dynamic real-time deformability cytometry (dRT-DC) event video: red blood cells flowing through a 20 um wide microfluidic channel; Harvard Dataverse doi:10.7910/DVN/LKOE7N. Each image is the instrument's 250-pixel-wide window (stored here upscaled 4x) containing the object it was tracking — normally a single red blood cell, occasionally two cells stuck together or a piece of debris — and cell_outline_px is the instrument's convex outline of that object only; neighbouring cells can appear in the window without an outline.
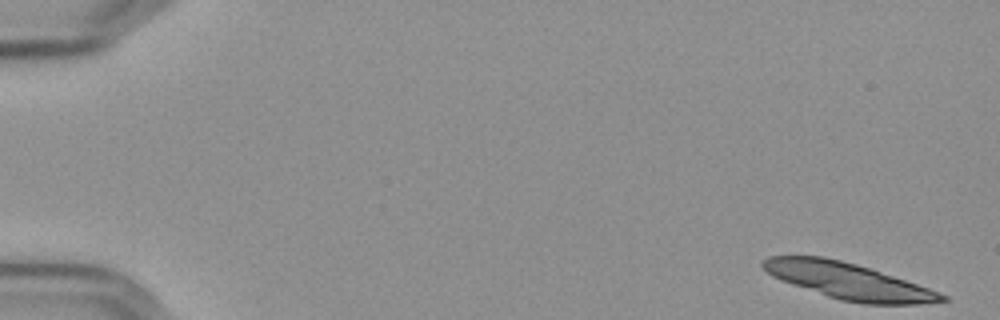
{"species": "Egyptian fruit bat (a non-hibernating species)", "species_latin": "Rousettus aegyptiacus", "temperature_condition": "cold", "stored_images_in_passage": 15, "camera_frame_rate_fps": 3000, "um_per_image_px": 0.085, "frame": {"image": 1, "passage_image": 1, "time_ms": 0.0, "image_size_px": [1000, 320], "cell_outline_px": [[948, 300], [916, 304], [864, 304], [840, 300], [792, 284], [772, 276], [760, 264], [768, 256], [824, 256], [856, 264], [928, 288], [948, 296]], "centroid_in_image_um": [72.08, 23.89], "position_along_channel_um": 12.9, "area_um2": 37.05}}